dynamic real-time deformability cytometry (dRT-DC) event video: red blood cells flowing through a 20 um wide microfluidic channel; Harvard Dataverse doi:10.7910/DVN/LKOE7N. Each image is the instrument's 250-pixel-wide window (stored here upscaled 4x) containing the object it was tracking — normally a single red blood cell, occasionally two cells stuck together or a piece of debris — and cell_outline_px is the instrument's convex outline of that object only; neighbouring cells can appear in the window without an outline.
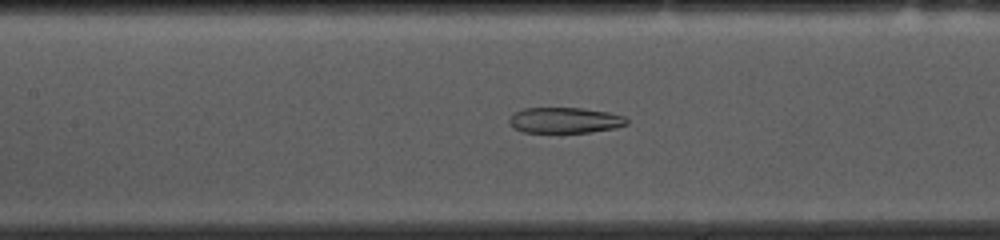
{"species": "common noctule bat (a hibernating species)", "species_latin": "Nyctalus noctula", "temperature_condition": "cold", "stored_images_in_passage": 53, "camera_frame_rate_fps": 3000, "um_per_image_px": 0.085, "animal": {"sex": "female", "body_mass_g": 10.0, "forearm_length_mm": 53.1}, "frame": {"image": 1, "passage_image": 23, "time_ms": 7.333, "image_size_px": [1000, 240], "cell_outline_px": [[628, 124], [616, 128], [588, 132], [524, 132], [512, 128], [508, 124], [508, 120], [516, 112], [524, 108], [584, 108], [608, 112], [624, 116], [628, 120]], "centroid_in_image_um": [48.02, 10.22], "position_along_channel_um": 159.4, "area_um2": 17.63}}
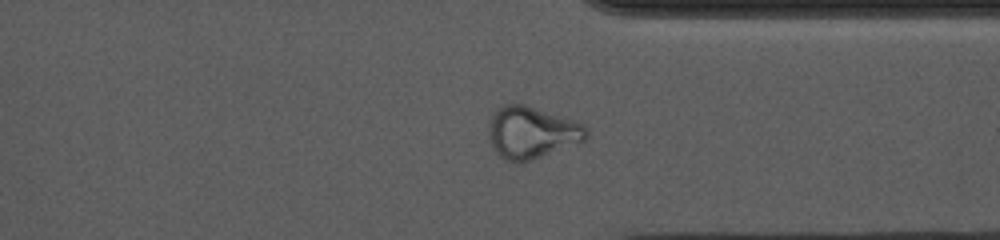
{"frame": {"image": 2, "passage_image": 40, "time_ms": 13.0, "image_size_px": [1000, 240], "cell_outline_px": [[588, 136], [584, 140], [532, 160], [516, 164], [500, 156], [496, 152], [488, 136], [488, 128], [492, 116], [496, 108], [504, 104], [524, 104], [584, 124], [588, 128]], "centroid_in_image_um": [45.17, 11.26], "position_along_channel_um": 366.2, "area_um2": 29.36}}
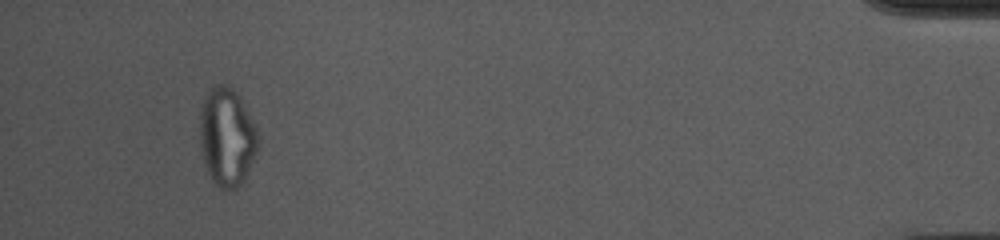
{"frame": {"image": 3, "passage_image": 50, "time_ms": 16.333, "image_size_px": [1000, 240], "cell_outline_px": [[260, 140], [256, 152], [244, 180], [236, 188], [220, 188], [212, 180], [204, 164], [200, 144], [200, 108], [204, 96], [212, 84], [224, 84], [232, 88], [236, 92], [244, 104], [256, 124]], "centroid_in_image_um": [19.29, 11.59], "position_along_channel_um": 415.9, "area_um2": 33.64}, "authors_computed_cell_mechanics": {"area_um2": 24.276, "velocity_mm_per_s": 3.6873, "shape_relaxation_time_tau1_ms": null, "shape_relaxation_time_tau2_ms": 2.3071, "deformation_change_tau1": null, "deformation_change_tau2": 0.1021}}